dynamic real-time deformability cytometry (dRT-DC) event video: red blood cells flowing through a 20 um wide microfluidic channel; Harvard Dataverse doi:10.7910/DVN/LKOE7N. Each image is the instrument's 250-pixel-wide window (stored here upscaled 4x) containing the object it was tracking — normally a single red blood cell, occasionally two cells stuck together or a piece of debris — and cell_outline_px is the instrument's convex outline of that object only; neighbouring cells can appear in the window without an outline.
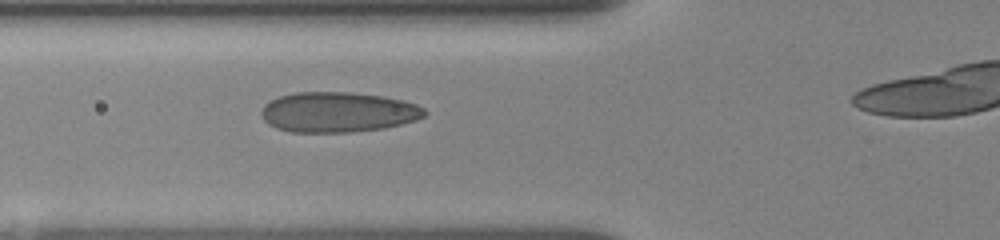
{"species": "human", "species_latin": "Homo sapiens", "temperature_condition": "room temperature", "stored_images_in_passage": 6, "camera_frame_rate_fps": 3000, "um_per_image_px": 0.085, "donor": {"sex": "female"}, "frame": {"image": 1, "passage_image": 5, "time_ms": 3.0, "image_size_px": [1000, 240], "cell_outline_px": [[428, 112], [424, 116], [416, 120], [384, 128], [348, 132], [292, 132], [276, 128], [268, 124], [264, 120], [260, 112], [264, 104], [280, 96], [296, 92], [348, 92], [384, 96], [404, 100], [416, 104], [424, 108]], "centroid_in_image_um": [28.73, 9.53], "position_along_channel_um": 97.1, "area_um2": 38.32}}